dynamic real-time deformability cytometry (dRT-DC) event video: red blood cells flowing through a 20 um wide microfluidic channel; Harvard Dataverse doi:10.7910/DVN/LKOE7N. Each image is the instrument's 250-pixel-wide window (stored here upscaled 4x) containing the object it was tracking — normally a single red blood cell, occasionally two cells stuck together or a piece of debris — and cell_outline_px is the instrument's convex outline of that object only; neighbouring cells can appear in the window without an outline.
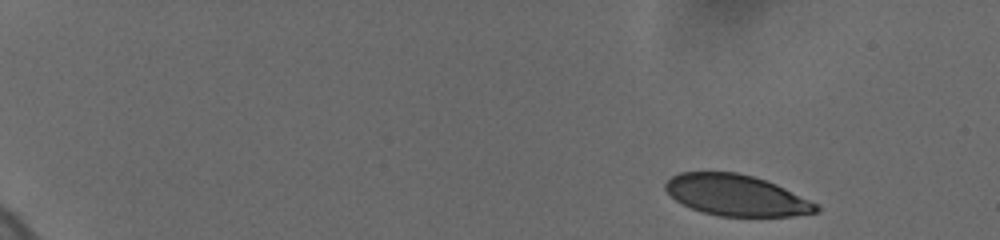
{"species": "human", "species_latin": "Homo sapiens", "temperature_condition": "cold", "stored_images_in_passage": 28, "camera_frame_rate_fps": 3000, "um_per_image_px": 0.085, "donor": {"sex": "female"}, "frame": {"image": 1, "passage_image": 1, "time_ms": 0.0, "image_size_px": [1000, 240], "cell_outline_px": [[820, 212], [792, 216], [720, 216], [704, 212], [692, 208], [676, 200], [664, 188], [664, 184], [672, 176], [680, 172], [736, 172], [752, 176], [776, 184], [820, 204]], "centroid_in_image_um": [62.64, 16.6], "position_along_channel_um": 22.4, "area_um2": 35.95}}
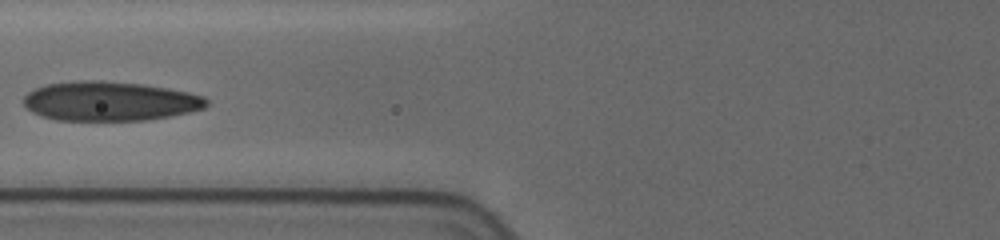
{"frame": {"image": 2, "passage_image": 16, "time_ms": 6.667, "image_size_px": [1000, 240], "cell_outline_px": [[208, 104], [204, 108], [172, 116], [144, 120], [56, 120], [32, 112], [24, 104], [24, 96], [28, 92], [36, 88], [48, 84], [80, 80], [104, 80], [144, 84], [168, 88], [188, 92], [204, 96], [208, 100]], "centroid_in_image_um": [9.36, 8.59], "position_along_channel_um": 116.4, "area_um2": 41.96}}
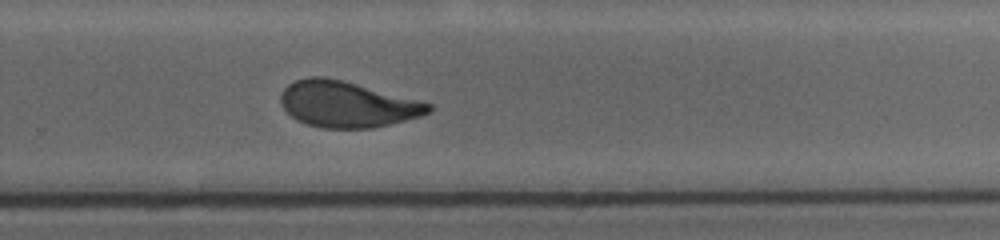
{"frame": {"image": 3, "passage_image": 28, "time_ms": 11.667, "image_size_px": [1000, 240], "cell_outline_px": [[432, 112], [420, 116], [372, 128], [320, 128], [296, 120], [284, 108], [280, 100], [280, 96], [284, 88], [288, 84], [296, 80], [308, 76], [324, 76], [344, 80], [420, 100], [432, 104]], "centroid_in_image_um": [29.51, 8.85], "position_along_channel_um": 300.3, "area_um2": 39.71}}